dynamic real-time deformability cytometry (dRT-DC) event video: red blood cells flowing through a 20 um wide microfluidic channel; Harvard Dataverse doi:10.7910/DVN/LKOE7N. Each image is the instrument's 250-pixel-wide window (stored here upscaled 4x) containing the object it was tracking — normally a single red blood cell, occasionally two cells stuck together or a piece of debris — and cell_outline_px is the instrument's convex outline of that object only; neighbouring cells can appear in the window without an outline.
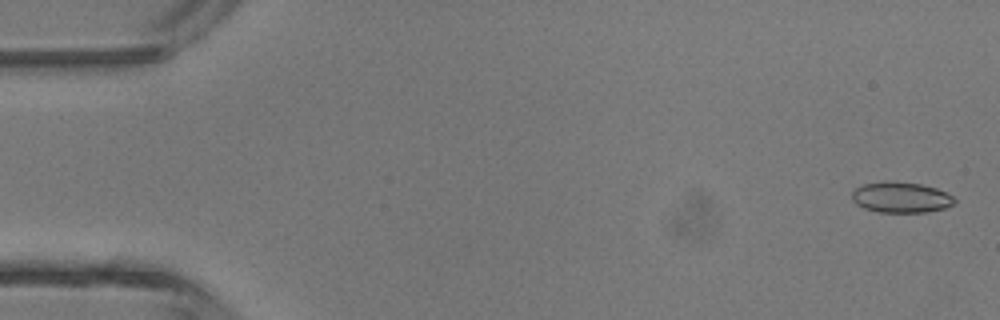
{"species": "common noctule bat (a hibernating species)", "species_latin": "Nyctalus noctula", "temperature_condition": "room temperature", "stored_images_in_passage": 2, "camera_frame_rate_fps": 3000, "um_per_image_px": 0.085, "animal": {"sex": "male", "body_mass_g": 13.3}, "frame": {"image": 1, "passage_image": 2, "time_ms": 1.0, "image_size_px": [1000, 320], "cell_outline_px": [[956, 204], [944, 208], [928, 212], [876, 212], [864, 208], [856, 204], [852, 200], [852, 192], [856, 188], [864, 184], [884, 180], [920, 184], [936, 188], [952, 196], [956, 200]], "centroid_in_image_um": [76.57, 16.78], "position_along_channel_um": 8.4, "area_um2": 18.44}}